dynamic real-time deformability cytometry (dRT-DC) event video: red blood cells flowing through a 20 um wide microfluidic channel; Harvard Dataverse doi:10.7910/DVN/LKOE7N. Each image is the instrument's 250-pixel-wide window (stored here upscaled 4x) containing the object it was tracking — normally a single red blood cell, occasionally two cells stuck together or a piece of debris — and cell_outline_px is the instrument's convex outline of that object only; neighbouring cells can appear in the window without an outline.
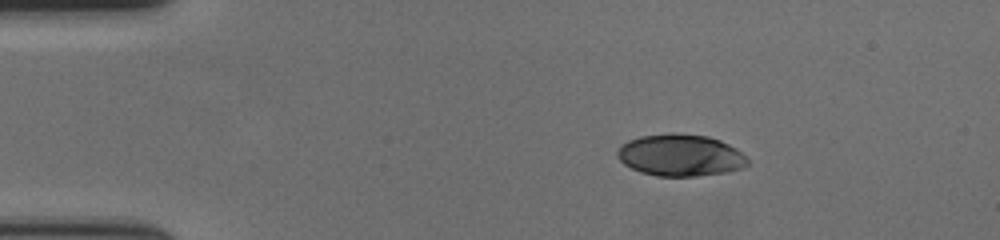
{"species": "human", "species_latin": "Homo sapiens", "temperature_condition": "cold", "stored_images_in_passage": 49, "camera_frame_rate_fps": 3000, "um_per_image_px": 0.085, "donor": {"sex": "female"}, "frame": {"image": 1, "passage_image": 1, "time_ms": 0.0, "image_size_px": [1000, 240], "cell_outline_px": [[748, 164], [744, 168], [728, 172], [696, 176], [656, 176], [640, 172], [624, 164], [616, 156], [616, 152], [620, 144], [628, 140], [640, 136], [708, 136], [720, 140], [736, 148], [748, 160]], "centroid_in_image_um": [57.83, 13.24], "position_along_channel_um": 27.2, "area_um2": 31.1}}
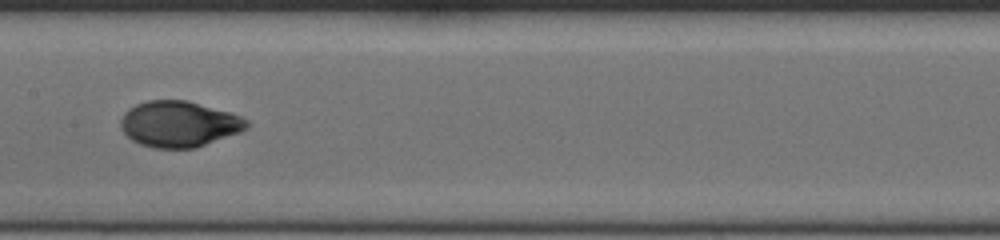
{"frame": {"image": 2, "passage_image": 21, "time_ms": 6.667, "image_size_px": [1000, 240], "cell_outline_px": [[248, 128], [240, 132], [196, 148], [152, 148], [140, 144], [132, 140], [120, 128], [120, 120], [124, 112], [128, 108], [136, 104], [148, 100], [188, 100], [232, 112], [248, 120]], "centroid_in_image_um": [15.22, 10.53], "position_along_channel_um": 192.2, "area_um2": 34.04}}
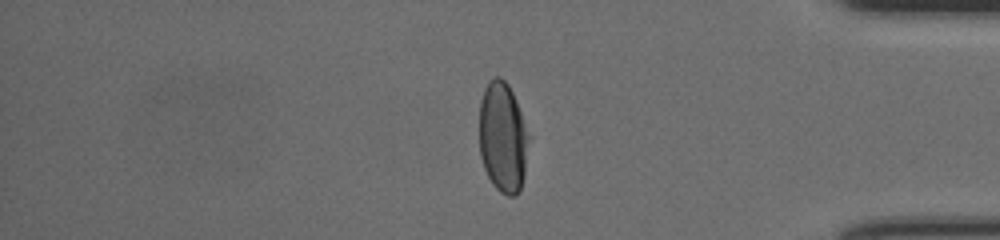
{"frame": {"image": 3, "passage_image": 40, "time_ms": 13.0, "image_size_px": [1000, 240], "cell_outline_px": [[528, 140], [524, 176], [520, 188], [516, 196], [508, 196], [500, 192], [492, 184], [484, 168], [480, 156], [480, 100], [484, 88], [496, 76], [500, 76], [508, 84], [516, 100], [528, 136]], "centroid_in_image_um": [42.72, 11.7], "position_along_channel_um": 392.5, "area_um2": 31.44}, "authors_computed_cell_mechanics": {"area_um2": 33.4662, "velocity_mm_per_s": 3.5513, "shape_relaxation_time_tau1_ms": 4.8423, "shape_relaxation_time_tau2_ms": 0.9678, "deformation_change_tau1": 0.1935, "deformation_change_tau2": 0.0375}}